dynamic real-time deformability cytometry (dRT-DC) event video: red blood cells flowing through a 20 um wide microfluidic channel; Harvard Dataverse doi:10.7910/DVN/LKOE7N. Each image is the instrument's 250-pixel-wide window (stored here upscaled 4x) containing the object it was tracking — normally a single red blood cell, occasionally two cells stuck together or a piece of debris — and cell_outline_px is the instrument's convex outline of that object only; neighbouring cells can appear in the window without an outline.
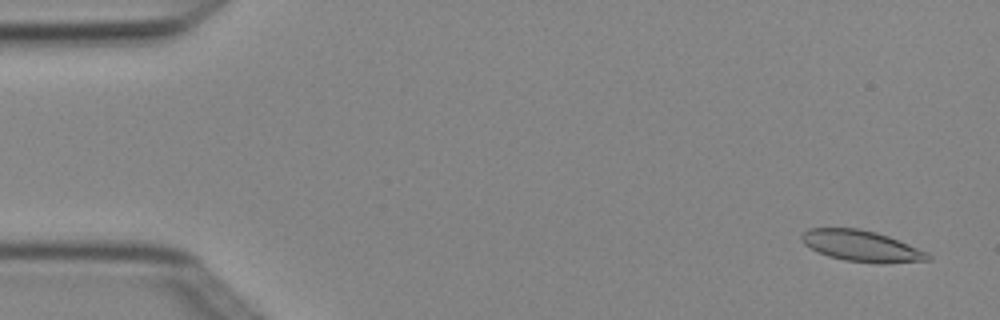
{"species": "Egyptian fruit bat (a non-hibernating species)", "species_latin": "Rousettus aegyptiacus", "temperature_condition": "cold", "stored_images_in_passage": 6, "camera_frame_rate_fps": 3000, "um_per_image_px": 0.085, "animal": {"sex": "female"}, "frame": {"image": 1, "passage_image": 1, "time_ms": 0.0, "image_size_px": [1000, 320], "cell_outline_px": [[932, 260], [884, 264], [876, 264], [844, 260], [828, 256], [804, 244], [800, 236], [808, 228], [860, 228], [876, 232], [888, 236], [928, 252], [932, 256]], "centroid_in_image_um": [73.27, 20.92], "position_along_channel_um": 11.7, "area_um2": 23.0}}
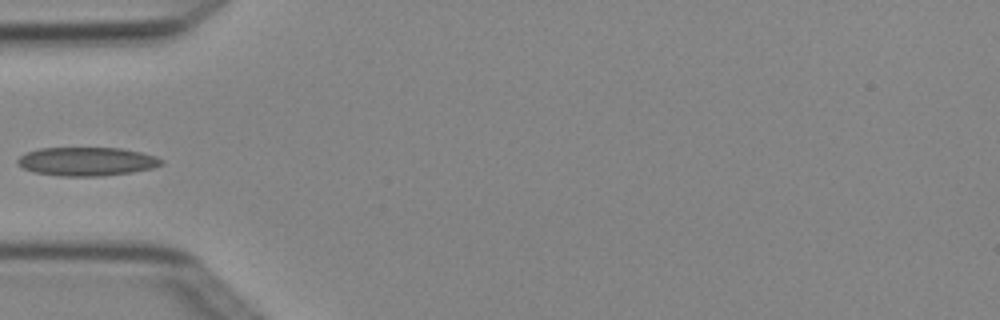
{"frame": {"image": 2, "passage_image": 5, "time_ms": 1.333, "image_size_px": [1000, 320], "cell_outline_px": [[164, 164], [152, 168], [132, 172], [100, 176], [60, 176], [36, 172], [24, 168], [16, 164], [16, 160], [24, 152], [40, 148], [120, 148], [140, 152], [156, 156], [164, 160]], "centroid_in_image_um": [7.37, 13.72], "position_along_channel_um": 77.6, "area_um2": 24.04}}
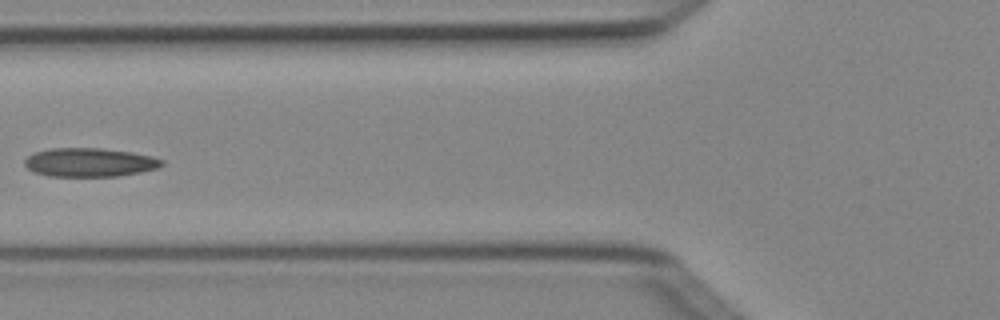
{"frame": {"image": 3, "passage_image": 6, "time_ms": 1.667, "image_size_px": [1000, 320], "cell_outline_px": [[164, 164], [156, 168], [140, 172], [116, 176], [48, 176], [36, 172], [28, 168], [24, 164], [24, 160], [32, 152], [52, 148], [100, 148], [132, 152], [152, 156], [164, 160]], "centroid_in_image_um": [7.61, 13.79], "position_along_channel_um": 118.2, "area_um2": 22.95}}